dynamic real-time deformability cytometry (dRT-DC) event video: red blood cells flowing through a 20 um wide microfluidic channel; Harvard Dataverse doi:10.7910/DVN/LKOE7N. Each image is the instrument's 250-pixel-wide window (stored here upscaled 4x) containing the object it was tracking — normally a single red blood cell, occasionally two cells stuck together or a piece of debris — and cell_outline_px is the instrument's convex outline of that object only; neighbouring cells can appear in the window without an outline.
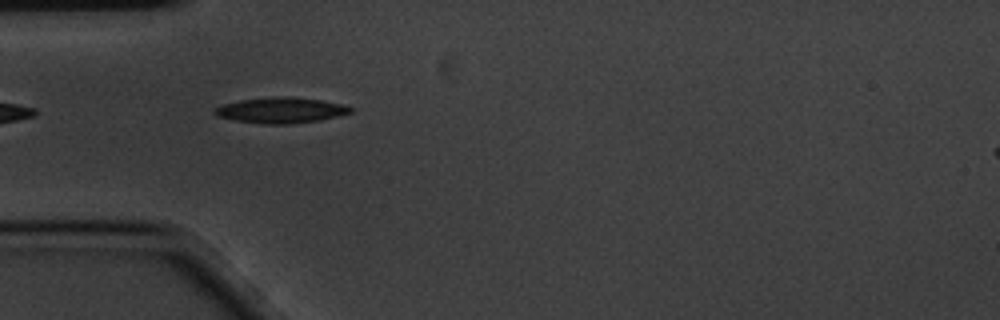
{"species": "common noctule bat (a hibernating species)", "species_latin": "Nyctalus noctula", "temperature_condition": "cold", "stored_images_in_passage": 8, "camera_frame_rate_fps": 3000, "um_per_image_px": 0.085, "animal": {"sex": "male", "body_mass_g": 20.1, "forearm_length_mm": 53.5}, "frame": {"image": 1, "passage_image": 7, "time_ms": 2.0, "image_size_px": [1000, 320], "cell_outline_px": [[356, 108], [352, 112], [320, 120], [288, 124], [264, 124], [236, 120], [216, 116], [212, 112], [216, 108], [224, 104], [240, 100], [272, 96], [288, 96], [320, 100], [344, 104]], "centroid_in_image_um": [23.9, 9.36], "position_along_channel_um": 61.1, "area_um2": 20.35}}
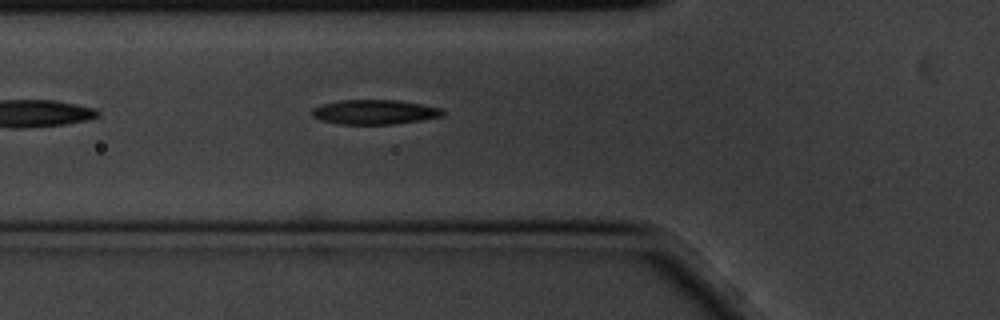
{"frame": {"image": 2, "passage_image": 8, "time_ms": 2.333, "image_size_px": [1000, 320], "cell_outline_px": [[444, 116], [420, 120], [392, 124], [340, 124], [320, 120], [312, 116], [312, 108], [324, 104], [340, 100], [400, 100], [444, 108]], "centroid_in_image_um": [31.87, 9.52], "position_along_channel_um": 93.9, "area_um2": 18.79}}